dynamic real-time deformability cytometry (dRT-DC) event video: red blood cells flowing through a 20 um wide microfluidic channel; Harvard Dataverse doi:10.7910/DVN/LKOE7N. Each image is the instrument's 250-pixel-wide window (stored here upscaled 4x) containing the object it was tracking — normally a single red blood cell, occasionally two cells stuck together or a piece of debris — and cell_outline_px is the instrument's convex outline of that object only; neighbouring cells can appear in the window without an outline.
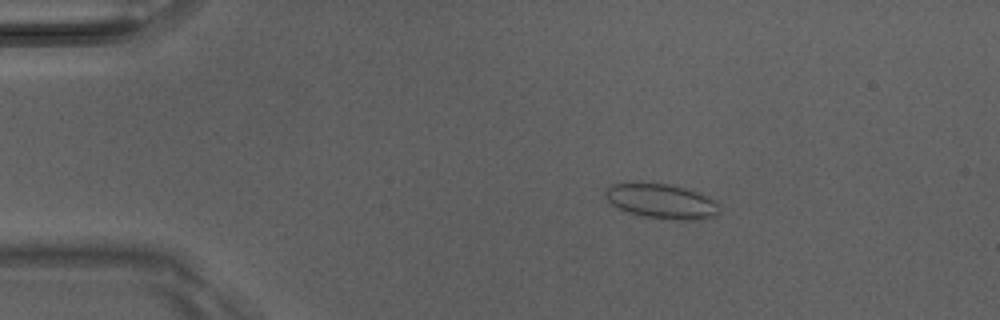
{"species": "Egyptian fruit bat (a non-hibernating species)", "species_latin": "Rousettus aegyptiacus", "temperature_condition": "room temperature", "stored_images_in_passage": 51, "camera_frame_rate_fps": 3000, "um_per_image_px": 0.085, "animal": {"sex": "male"}, "frame": {"image": 1, "passage_image": 10, "time_ms": 3.0, "image_size_px": [1000, 320], "cell_outline_px": [[720, 212], [716, 216], [700, 220], [680, 220], [644, 216], [628, 212], [612, 204], [604, 196], [604, 188], [612, 184], [632, 180], [668, 184], [700, 192], [716, 200], [720, 204]], "centroid_in_image_um": [56.23, 17.07], "position_along_channel_um": 28.8, "area_um2": 23.87}}
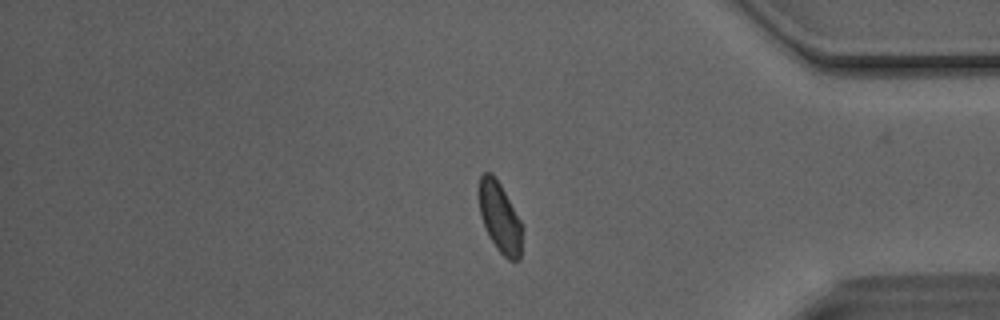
{"frame": {"image": 2, "passage_image": 43, "time_ms": 14.0, "image_size_px": [1000, 320], "cell_outline_px": [[520, 260], [508, 260], [496, 248], [480, 216], [480, 176], [484, 172], [492, 172], [496, 176], [520, 220]], "centroid_in_image_um": [42.47, 18.45], "position_along_channel_um": 392.7, "area_um2": 17.05}}
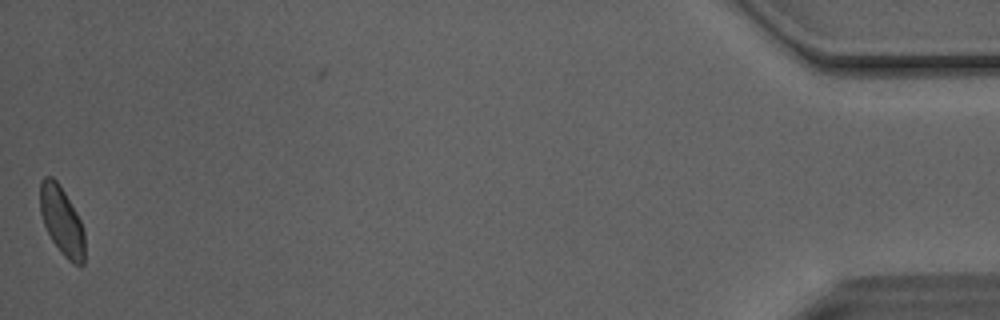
{"frame": {"image": 3, "passage_image": 51, "time_ms": 16.667, "image_size_px": [1000, 320], "cell_outline_px": [[84, 264], [72, 264], [60, 252], [52, 240], [44, 224], [40, 212], [40, 180], [44, 176], [52, 176], [60, 184], [76, 212], [80, 220], [84, 232]], "centroid_in_image_um": [5.24, 18.75], "position_along_channel_um": 430.0, "area_um2": 17.8}, "authors_computed_cell_mechanics": {"area_um2": 18.5538, "velocity_mm_per_s": 4.0949, "shape_relaxation_time_tau1_ms": 7.0856, "shape_relaxation_time_tau2_ms": 1.3767, "deformation_change_tau1": 0.1089, "deformation_change_tau2": 0.0614}}